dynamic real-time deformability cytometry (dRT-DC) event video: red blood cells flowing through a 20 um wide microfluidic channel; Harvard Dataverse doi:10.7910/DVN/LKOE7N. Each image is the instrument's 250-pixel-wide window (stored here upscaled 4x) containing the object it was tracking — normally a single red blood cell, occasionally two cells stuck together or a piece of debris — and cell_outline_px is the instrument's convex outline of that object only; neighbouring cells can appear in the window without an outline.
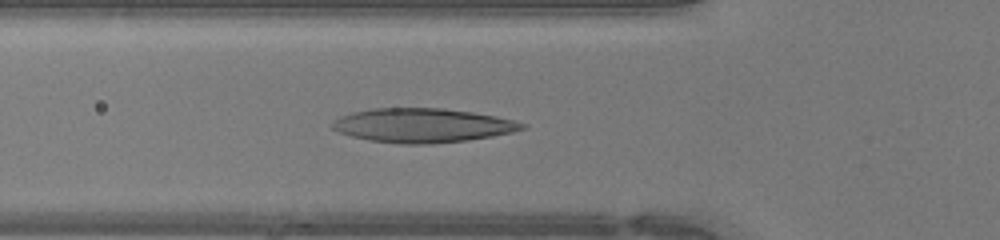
{"species": "human", "species_latin": "Homo sapiens", "temperature_condition": "warm", "stored_images_in_passage": 43, "camera_frame_rate_fps": 3000, "um_per_image_px": 0.085, "donor": {"sex": "female"}, "frame": {"image": 1, "passage_image": 12, "time_ms": 3.667, "image_size_px": [1000, 240], "cell_outline_px": [[528, 128], [512, 132], [492, 136], [468, 140], [432, 144], [400, 144], [372, 140], [352, 136], [340, 132], [332, 128], [332, 120], [340, 116], [352, 112], [372, 108], [444, 108], [472, 112], [496, 116], [516, 120], [528, 124]], "centroid_in_image_um": [35.96, 10.65], "position_along_channel_um": 89.8, "area_um2": 37.92}}
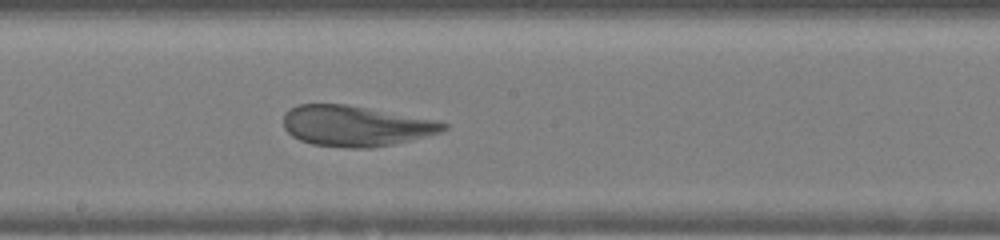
{"frame": {"image": 2, "passage_image": 21, "time_ms": 6.667, "image_size_px": [1000, 240], "cell_outline_px": [[448, 128], [440, 132], [392, 144], [372, 148], [348, 148], [312, 144], [300, 140], [292, 136], [284, 128], [284, 112], [300, 104], [344, 104], [368, 108], [436, 120], [448, 124]], "centroid_in_image_um": [30.2, 10.7], "position_along_channel_um": 218.0, "area_um2": 37.51}}
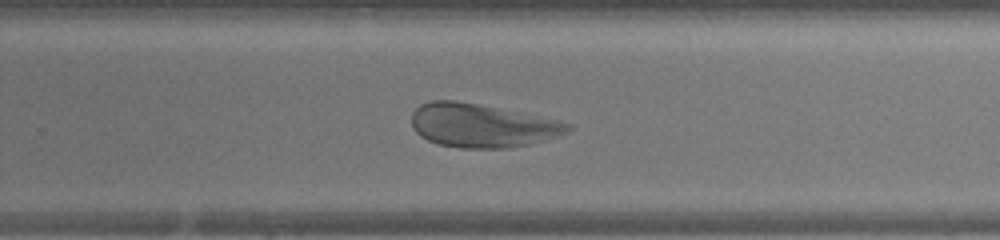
{"frame": {"image": 3, "passage_image": 26, "time_ms": 8.333, "image_size_px": [1000, 240], "cell_outline_px": [[572, 128], [568, 132], [560, 136], [532, 144], [508, 148], [460, 148], [440, 144], [428, 140], [420, 136], [412, 128], [412, 112], [420, 104], [432, 100], [456, 100], [556, 120], [572, 124]], "centroid_in_image_um": [40.95, 10.68], "position_along_channel_um": 288.9, "area_um2": 39.48}, "authors_computed_cell_mechanics": {"area_um2": 40.2866, "velocity_mm_per_s": 4.2662, "shape_relaxation_time_tau1_ms": 3.8572, "shape_relaxation_time_tau2_ms": 1.187, "deformation_change_tau1": 0.1563, "deformation_change_tau2": 0.0838}}